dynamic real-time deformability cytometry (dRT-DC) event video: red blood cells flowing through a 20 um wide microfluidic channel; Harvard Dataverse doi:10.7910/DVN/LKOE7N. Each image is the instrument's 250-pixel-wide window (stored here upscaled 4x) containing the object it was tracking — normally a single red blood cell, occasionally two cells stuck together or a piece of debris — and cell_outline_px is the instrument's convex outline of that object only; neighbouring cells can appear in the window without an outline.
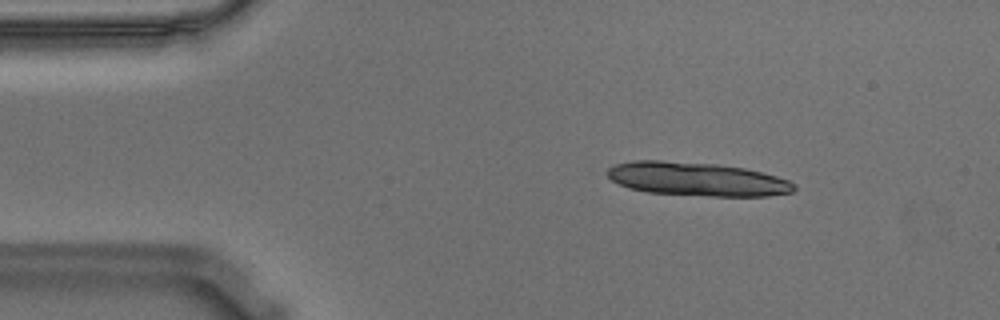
{"species": "Egyptian fruit bat (a non-hibernating species)", "species_latin": "Rousettus aegyptiacus", "temperature_condition": "warm", "stored_images_in_passage": 14, "camera_frame_rate_fps": 3000, "um_per_image_px": 0.085, "animal": {"sex": "male"}, "frame": {"image": 1, "passage_image": 7, "time_ms": 2.0, "image_size_px": [1000, 320], "cell_outline_px": [[796, 188], [792, 192], [768, 196], [712, 196], [648, 192], [628, 188], [612, 180], [608, 176], [608, 168], [616, 164], [636, 160], [660, 160], [716, 164], [744, 168], [776, 176], [788, 180]], "centroid_in_image_um": [59.23, 15.22], "position_along_channel_um": 25.8, "area_um2": 36.3}}